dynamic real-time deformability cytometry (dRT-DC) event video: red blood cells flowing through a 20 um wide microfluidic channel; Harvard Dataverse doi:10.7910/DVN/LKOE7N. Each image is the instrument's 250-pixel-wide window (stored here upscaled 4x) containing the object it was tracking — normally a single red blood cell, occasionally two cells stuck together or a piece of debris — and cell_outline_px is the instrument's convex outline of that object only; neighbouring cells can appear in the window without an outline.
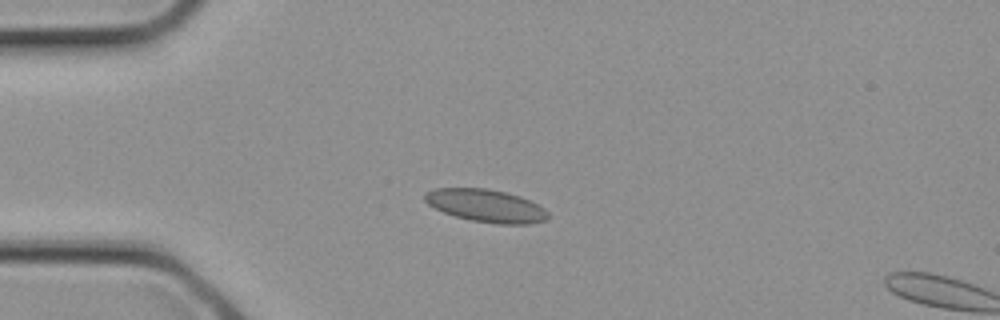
{"species": "common noctule bat (a hibernating species)", "species_latin": "Nyctalus noctula", "temperature_condition": "cold", "stored_images_in_passage": 4, "camera_frame_rate_fps": 3000, "um_per_image_px": 0.085, "animal": {"sex": "female", "body_mass_g": 21.9}, "frame": {"image": 1, "passage_image": 3, "time_ms": 0.667, "image_size_px": [1000, 320], "cell_outline_px": [[552, 216], [548, 220], [532, 224], [496, 224], [472, 220], [456, 216], [444, 212], [428, 204], [424, 200], [424, 192], [436, 188], [488, 188], [508, 192], [520, 196], [544, 208]], "centroid_in_image_um": [41.35, 17.48], "position_along_channel_um": 43.6, "area_um2": 23.7}}